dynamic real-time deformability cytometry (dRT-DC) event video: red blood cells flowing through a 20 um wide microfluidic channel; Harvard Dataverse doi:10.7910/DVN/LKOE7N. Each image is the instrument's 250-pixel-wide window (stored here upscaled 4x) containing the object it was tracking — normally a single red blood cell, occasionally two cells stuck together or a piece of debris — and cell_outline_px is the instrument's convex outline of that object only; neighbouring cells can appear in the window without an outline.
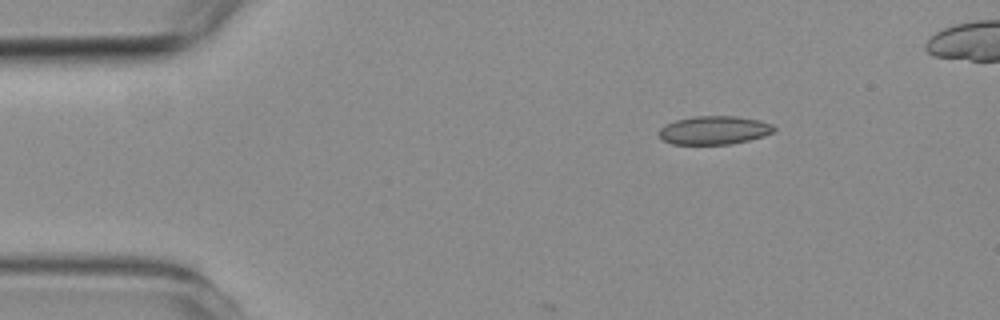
{"species": "common noctule bat (a hibernating species)", "species_latin": "Nyctalus noctula", "temperature_condition": "room temperature", "stored_images_in_passage": 5, "segment_of_instrument_passage": [2, 2], "camera_frame_rate_fps": 3000, "um_per_image_px": 0.085, "animal": {"sex": "female", "body_mass_g": 19.3, "forearm_length_mm": 54.1}, "frame": {"image": 1, "passage_image": 5, "time_ms": 5.667, "image_size_px": [1000, 320], "cell_outline_px": [[776, 132], [764, 136], [748, 140], [728, 144], [672, 144], [664, 140], [656, 132], [664, 124], [676, 120], [696, 116], [736, 116], [760, 120], [772, 124], [776, 128]], "centroid_in_image_um": [60.71, 11.06], "position_along_channel_um": 24.3, "area_um2": 19.19}}